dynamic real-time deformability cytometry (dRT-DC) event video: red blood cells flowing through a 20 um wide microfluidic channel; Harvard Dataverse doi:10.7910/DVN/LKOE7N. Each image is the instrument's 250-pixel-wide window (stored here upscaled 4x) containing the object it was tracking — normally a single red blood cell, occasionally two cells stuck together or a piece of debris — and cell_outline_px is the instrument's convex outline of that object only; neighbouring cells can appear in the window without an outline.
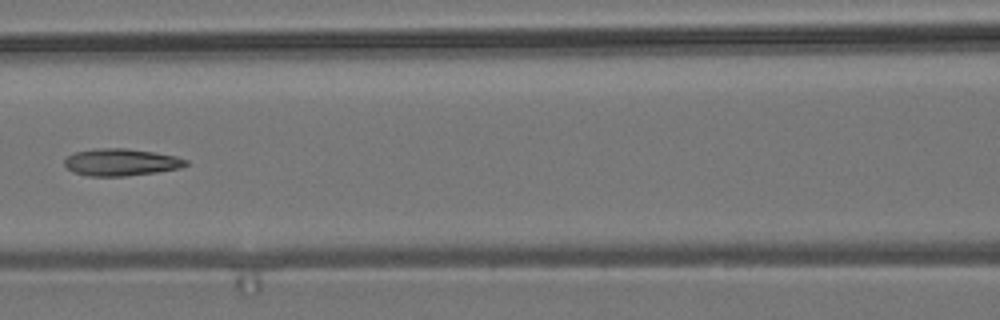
{"species": "common noctule bat (a hibernating species)", "species_latin": "Nyctalus noctula", "temperature_condition": "room temperature", "stored_images_in_passage": 6, "camera_frame_rate_fps": 3000, "um_per_image_px": 0.085, "animal": {"sex": "male", "body_mass_g": 19.2, "forearm_length_mm": 51.8}, "frame": {"image": 1, "passage_image": 5, "time_ms": 5.333, "image_size_px": [1000, 320], "cell_outline_px": [[188, 164], [180, 168], [156, 172], [124, 176], [88, 176], [72, 172], [64, 164], [64, 160], [68, 156], [76, 152], [96, 148], [124, 148], [152, 152], [176, 156], [188, 160]], "centroid_in_image_um": [10.28, 13.79], "position_along_channel_um": 156.3, "area_um2": 19.07}}
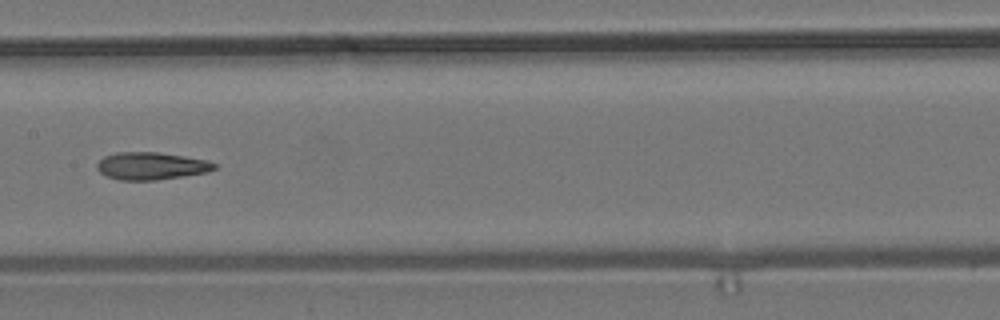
{"frame": {"image": 2, "passage_image": 6, "time_ms": 6.333, "image_size_px": [1000, 320], "cell_outline_px": [[216, 168], [208, 172], [152, 180], [120, 180], [108, 176], [100, 172], [96, 168], [96, 164], [104, 156], [116, 152], [156, 152], [184, 156], [208, 160], [216, 164]], "centroid_in_image_um": [12.84, 14.09], "position_along_channel_um": 194.6, "area_um2": 18.61}}